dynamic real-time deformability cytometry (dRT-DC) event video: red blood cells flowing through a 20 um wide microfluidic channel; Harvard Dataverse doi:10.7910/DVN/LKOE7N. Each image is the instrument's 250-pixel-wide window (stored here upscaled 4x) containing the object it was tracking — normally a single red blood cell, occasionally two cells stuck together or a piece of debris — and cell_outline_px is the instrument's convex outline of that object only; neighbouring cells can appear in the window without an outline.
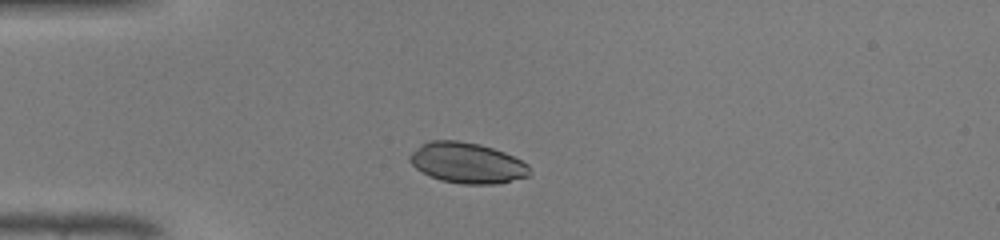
{"species": "common noctule bat (a hibernating species)", "species_latin": "Nyctalus noctula", "temperature_condition": "warm", "stored_images_in_passage": 36, "camera_frame_rate_fps": 3000, "um_per_image_px": 0.085, "animal": {"sex": "male", "body_mass_g": 19.0, "forearm_length_mm": 50.8}, "frame": {"image": 1, "passage_image": 1, "time_ms": 0.0, "image_size_px": [1000, 240], "cell_outline_px": [[532, 172], [528, 176], [496, 184], [460, 184], [440, 180], [416, 168], [408, 160], [408, 156], [420, 144], [432, 140], [456, 140], [480, 144], [504, 152], [528, 164]], "centroid_in_image_um": [39.7, 13.84], "position_along_channel_um": 45.3, "area_um2": 28.32}}
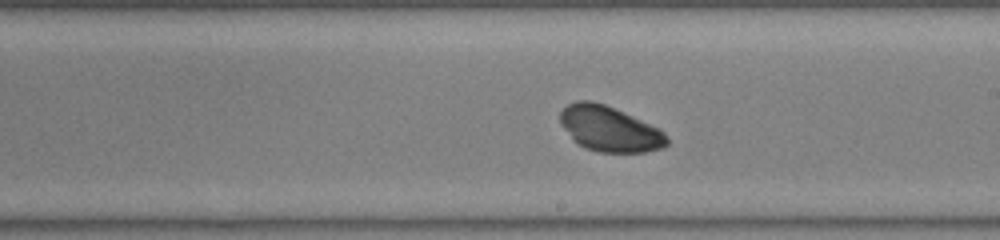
{"frame": {"image": 2, "passage_image": 16, "time_ms": 5.0, "image_size_px": [1000, 240], "cell_outline_px": [[668, 144], [664, 148], [644, 152], [600, 152], [584, 148], [572, 140], [560, 124], [560, 112], [568, 104], [576, 100], [592, 100], [604, 104], [660, 128], [664, 132], [668, 140]], "centroid_in_image_um": [51.79, 10.96], "position_along_channel_um": 237.2, "area_um2": 28.32}}
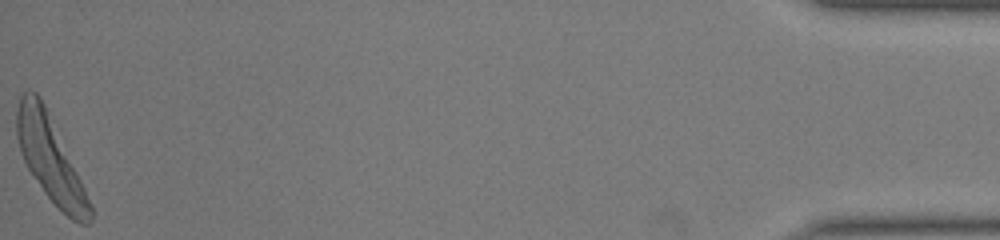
{"frame": {"image": 3, "passage_image": 36, "time_ms": 11.667, "image_size_px": [1000, 240], "cell_outline_px": [[92, 224], [80, 224], [72, 220], [44, 192], [28, 168], [20, 152], [16, 136], [16, 112], [20, 96], [28, 88], [36, 92], [40, 96], [44, 104], [84, 188], [92, 208]], "centroid_in_image_um": [4.24, 13.47], "position_along_channel_um": 431.0, "area_um2": 35.37}, "authors_computed_cell_mechanics": {"area_um2": 29.3046, "velocity_mm_per_s": 4.2912, "shape_relaxation_time_tau1_ms": 1.8191, "shape_relaxation_time_tau2_ms": null, "deformation_change_tau1": 0.1497, "deformation_change_tau2": null}}